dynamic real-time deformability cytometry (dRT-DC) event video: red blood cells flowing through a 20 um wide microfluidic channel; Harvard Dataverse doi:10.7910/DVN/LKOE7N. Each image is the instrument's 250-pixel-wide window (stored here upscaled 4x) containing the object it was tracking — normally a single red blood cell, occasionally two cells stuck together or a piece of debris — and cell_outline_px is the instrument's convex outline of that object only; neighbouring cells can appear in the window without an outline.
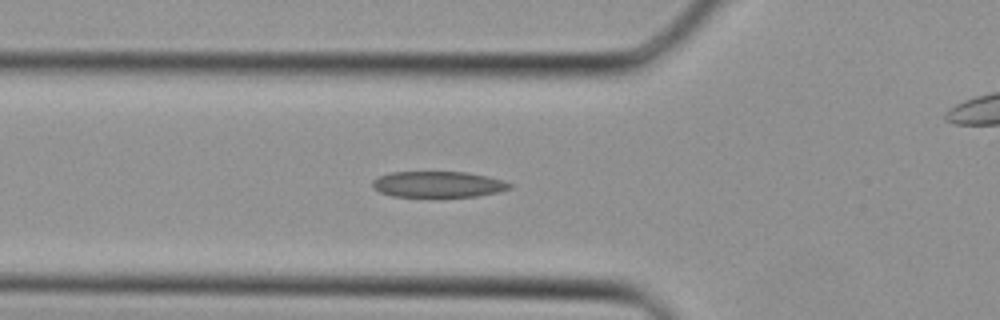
{"species": "Egyptian fruit bat (a non-hibernating species)", "species_latin": "Rousettus aegyptiacus", "temperature_condition": "cold", "stored_images_in_passage": 34, "camera_frame_rate_fps": 3000, "um_per_image_px": 0.085, "animal": {"sex": "female"}, "frame": {"image": 1, "passage_image": 9, "time_ms": 2.667, "image_size_px": [1000, 320], "cell_outline_px": [[512, 188], [496, 192], [476, 196], [392, 196], [380, 192], [372, 188], [372, 180], [388, 172], [468, 172], [488, 176], [504, 180], [512, 184]], "centroid_in_image_um": [37.23, 15.65], "position_along_channel_um": 88.6, "area_um2": 20.75}}
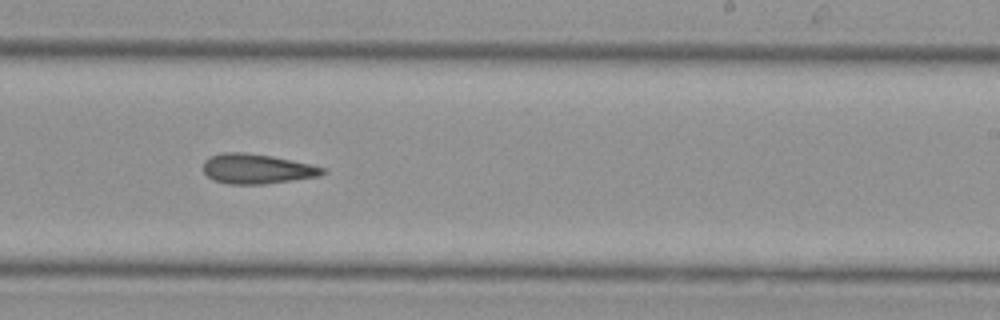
{"frame": {"image": 2, "passage_image": 19, "time_ms": 6.0, "image_size_px": [1000, 320], "cell_outline_px": [[328, 172], [320, 176], [264, 184], [228, 184], [216, 180], [208, 176], [204, 172], [204, 160], [208, 156], [224, 152], [240, 152], [272, 156], [312, 164], [328, 168]], "centroid_in_image_um": [21.89, 14.34], "position_along_channel_um": 267.1, "area_um2": 20.87}}
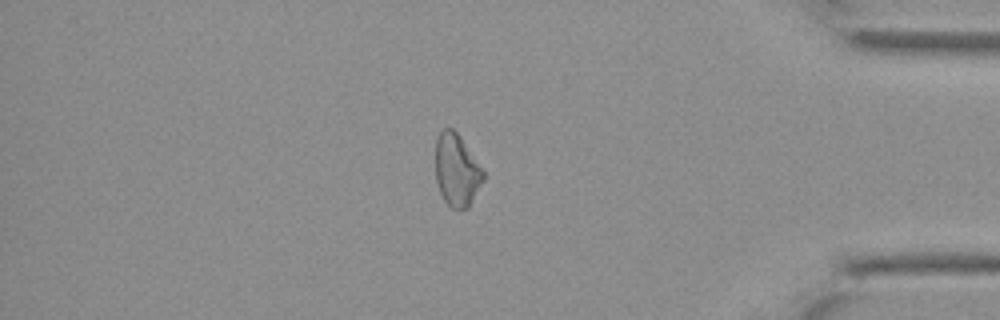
{"frame": {"image": 3, "passage_image": 28, "time_ms": 9.0, "image_size_px": [1000, 320], "cell_outline_px": [[484, 180], [468, 208], [452, 208], [444, 200], [440, 192], [436, 180], [436, 140], [440, 132], [444, 128], [452, 128], [460, 136], [484, 168]], "centroid_in_image_um": [38.84, 14.45], "position_along_channel_um": 396.4, "area_um2": 20.23}}